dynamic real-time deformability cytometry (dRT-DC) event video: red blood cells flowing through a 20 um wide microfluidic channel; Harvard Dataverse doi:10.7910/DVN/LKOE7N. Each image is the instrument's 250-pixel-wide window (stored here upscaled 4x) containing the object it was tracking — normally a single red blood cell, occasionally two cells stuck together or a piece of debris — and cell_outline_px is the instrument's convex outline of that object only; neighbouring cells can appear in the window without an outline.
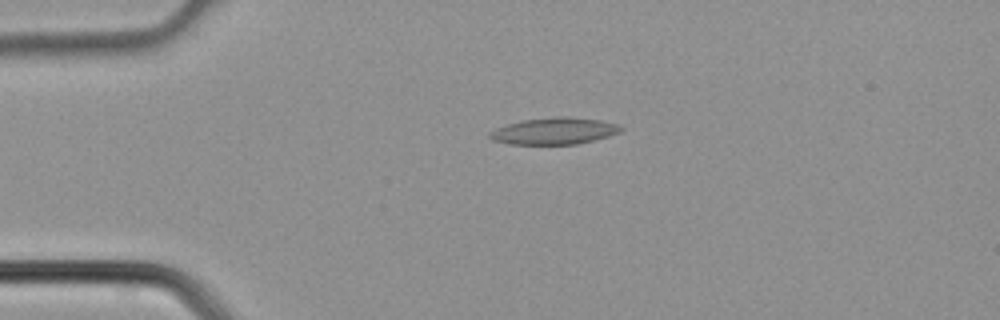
{"species": "common noctule bat (a hibernating species)", "species_latin": "Nyctalus noctula", "temperature_condition": "cold", "stored_images_in_passage": 1, "camera_frame_rate_fps": 3000, "um_per_image_px": 0.085, "animal": {"sex": "male", "body_mass_g": 21.5, "forearm_length_mm": 52.0}, "frame": {"image": 1, "passage_image": 1, "time_ms": 0.0, "image_size_px": [1000, 320], "cell_outline_px": [[624, 128], [620, 132], [608, 136], [576, 144], [512, 144], [492, 140], [488, 136], [488, 132], [496, 128], [508, 124], [524, 120], [560, 116], [568, 116], [600, 120], [620, 124]], "centroid_in_image_um": [47.13, 11.13], "position_along_channel_um": 37.9, "area_um2": 20.35}}